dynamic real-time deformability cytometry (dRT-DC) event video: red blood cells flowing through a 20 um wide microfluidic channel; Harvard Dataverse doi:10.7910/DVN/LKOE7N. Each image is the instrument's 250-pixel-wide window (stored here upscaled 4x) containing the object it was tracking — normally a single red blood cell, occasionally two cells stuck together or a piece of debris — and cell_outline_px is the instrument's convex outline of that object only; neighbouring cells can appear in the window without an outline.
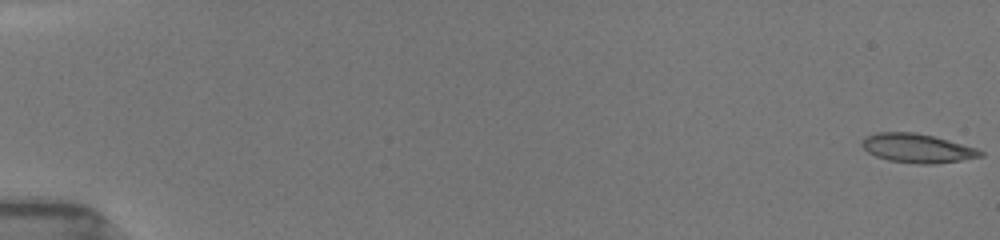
{"species": "common noctule bat (a hibernating species)", "species_latin": "Nyctalus noctula", "temperature_condition": "room temperature", "stored_images_in_passage": 53, "camera_frame_rate_fps": 3000, "um_per_image_px": 0.085, "animal": {"sex": "female", "body_mass_g": 19.5, "forearm_length_mm": 54.1}, "frame": {"image": 1, "passage_image": 1, "time_ms": 0.0, "image_size_px": [1000, 240], "cell_outline_px": [[984, 156], [960, 160], [932, 164], [920, 164], [888, 160], [876, 156], [868, 152], [860, 144], [860, 140], [864, 136], [876, 132], [916, 132], [948, 140], [976, 148], [984, 152]], "centroid_in_image_um": [77.92, 12.59], "position_along_channel_um": 7.1, "area_um2": 20.0}}
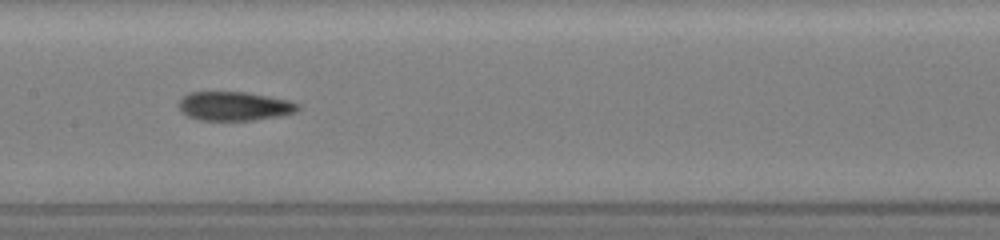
{"frame": {"image": 2, "passage_image": 28, "time_ms": 9.0, "image_size_px": [1000, 240], "cell_outline_px": [[300, 108], [296, 112], [280, 116], [252, 120], [200, 120], [188, 116], [180, 112], [180, 100], [188, 92], [244, 92], [268, 96], [288, 100], [300, 104]], "centroid_in_image_um": [19.93, 9.02], "position_along_channel_um": 187.5, "area_um2": 20.06}}
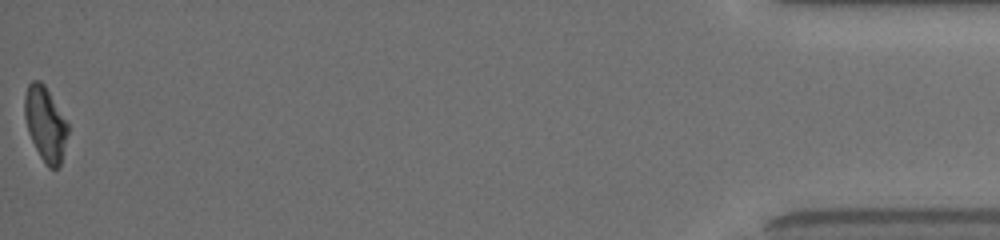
{"frame": {"image": 3, "passage_image": 53, "time_ms": 17.333, "image_size_px": [1000, 240], "cell_outline_px": [[68, 132], [60, 164], [56, 168], [48, 168], [44, 164], [28, 132], [24, 116], [24, 96], [28, 84], [32, 80], [40, 80], [44, 84], [68, 124]], "centroid_in_image_um": [3.83, 10.51], "position_along_channel_um": 431.4, "area_um2": 18.55}, "authors_computed_cell_mechanics": {"area_um2": 19.8832, "velocity_mm_per_s": 3.9708, "shape_relaxation_time_tau1_ms": 10.2406, "shape_relaxation_time_tau2_ms": 2.3397, "deformation_change_tau1": 0.2733, "deformation_change_tau2": 0.0944}}